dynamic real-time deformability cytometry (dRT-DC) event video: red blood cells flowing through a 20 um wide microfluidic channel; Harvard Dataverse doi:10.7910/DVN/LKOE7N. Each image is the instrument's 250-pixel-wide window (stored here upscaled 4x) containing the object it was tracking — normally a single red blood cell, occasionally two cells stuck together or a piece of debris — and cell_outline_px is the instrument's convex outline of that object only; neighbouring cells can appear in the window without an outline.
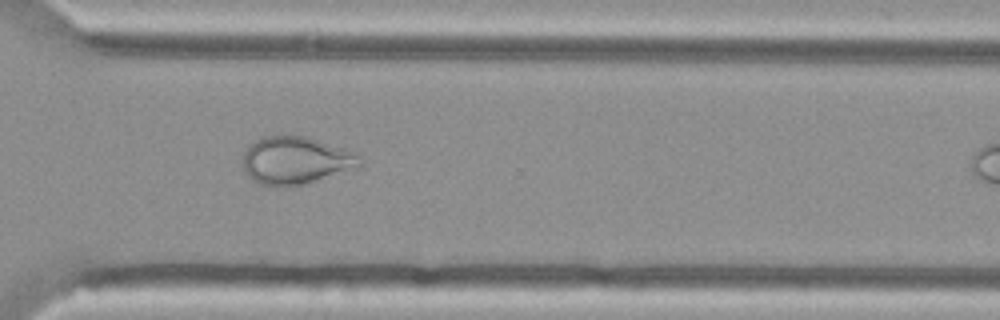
{"species": "Egyptian fruit bat (a non-hibernating species)", "species_latin": "Rousettus aegyptiacus", "temperature_condition": "cold", "stored_images_in_passage": 34, "camera_frame_rate_fps": 3000, "um_per_image_px": 0.085, "animal": {"sex": "female"}, "frame": {"image": 1, "passage_image": 29, "time_ms": 9.333, "image_size_px": [1000, 320], "cell_outline_px": [[360, 164], [356, 168], [304, 184], [280, 188], [276, 188], [260, 184], [252, 180], [248, 176], [244, 168], [244, 152], [256, 140], [264, 136], [304, 136], [352, 152], [360, 156]], "centroid_in_image_um": [25.09, 13.67], "position_along_channel_um": 345.5, "area_um2": 31.96}}